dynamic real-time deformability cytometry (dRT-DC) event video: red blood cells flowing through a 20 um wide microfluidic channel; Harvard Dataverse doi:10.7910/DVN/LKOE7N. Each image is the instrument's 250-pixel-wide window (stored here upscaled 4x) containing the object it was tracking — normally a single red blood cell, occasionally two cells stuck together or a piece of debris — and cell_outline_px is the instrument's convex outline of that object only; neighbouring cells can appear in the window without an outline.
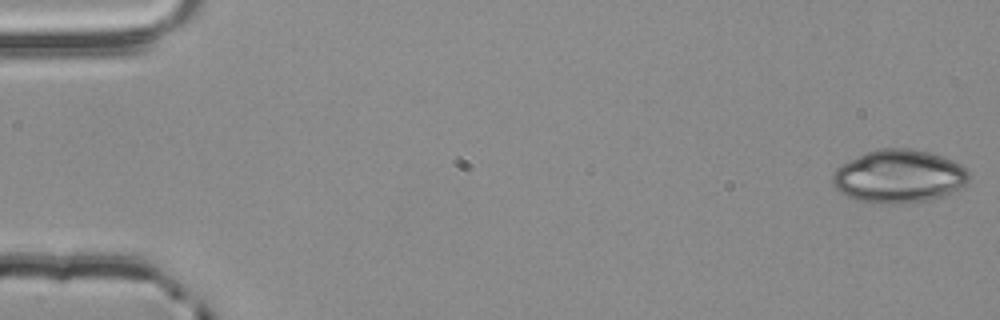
{"species": "common noctule bat (a hibernating species)", "species_latin": "Nyctalus noctula", "temperature_condition": "room temperature", "stored_images_in_passage": 4, "camera_frame_rate_fps": 3000, "um_per_image_px": 0.085, "animal": {"sex": "male", "body_mass_g": 20.4}, "frame": {"image": 1, "passage_image": 1, "time_ms": 0.0, "image_size_px": [1000, 320], "cell_outline_px": [[968, 180], [964, 188], [928, 200], [856, 200], [840, 192], [832, 184], [832, 176], [836, 168], [840, 164], [848, 160], [868, 152], [880, 148], [908, 148], [928, 152], [952, 160], [960, 164], [968, 172]], "centroid_in_image_um": [76.4, 14.93], "position_along_channel_um": 8.6, "area_um2": 40.92}}